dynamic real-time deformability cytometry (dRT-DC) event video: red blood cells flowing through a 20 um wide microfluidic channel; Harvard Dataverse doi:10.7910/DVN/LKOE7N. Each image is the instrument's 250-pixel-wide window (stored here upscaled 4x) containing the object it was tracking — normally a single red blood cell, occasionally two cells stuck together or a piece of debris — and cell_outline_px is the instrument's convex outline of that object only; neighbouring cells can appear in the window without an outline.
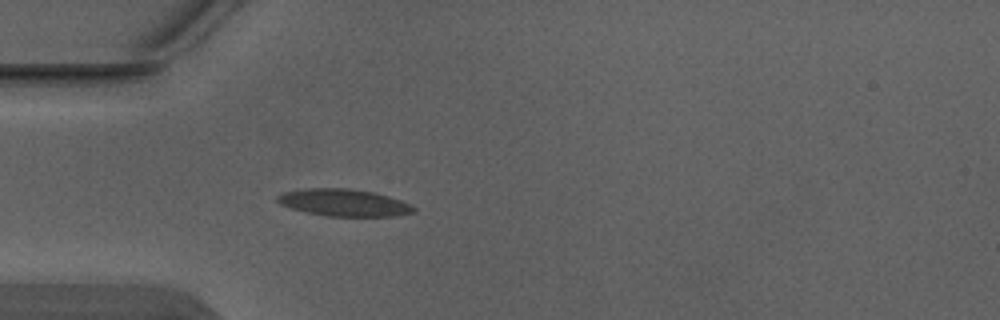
{"species": "Egyptian fruit bat (a non-hibernating species)", "species_latin": "Rousettus aegyptiacus", "temperature_condition": "warm", "stored_images_in_passage": 1, "camera_frame_rate_fps": 3000, "um_per_image_px": 0.085, "animal": {"sex": "male"}, "frame": {"image": 1, "passage_image": 1, "time_ms": 0.0, "image_size_px": [1000, 320], "cell_outline_px": [[416, 212], [392, 216], [328, 216], [308, 212], [292, 208], [280, 204], [276, 200], [276, 196], [284, 192], [304, 188], [348, 188], [376, 192], [412, 204], [416, 208]], "centroid_in_image_um": [29.26, 17.21], "position_along_channel_um": 55.7, "area_um2": 21.56}}